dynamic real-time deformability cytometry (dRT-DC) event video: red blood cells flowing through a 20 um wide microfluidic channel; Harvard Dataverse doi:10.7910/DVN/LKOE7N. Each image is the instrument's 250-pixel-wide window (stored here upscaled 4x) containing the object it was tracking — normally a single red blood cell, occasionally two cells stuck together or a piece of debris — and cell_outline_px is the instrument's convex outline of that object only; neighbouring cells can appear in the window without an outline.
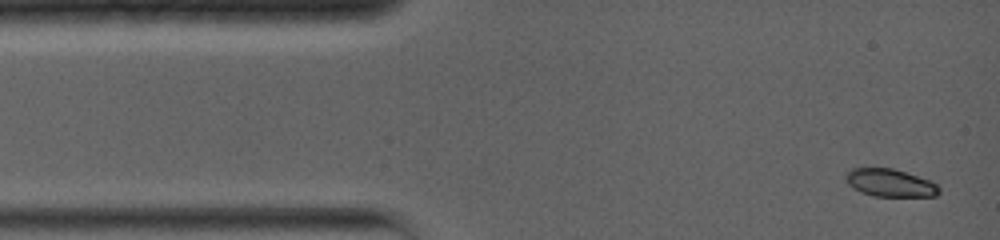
{"species": "common noctule bat (a hibernating species)", "species_latin": "Nyctalus noctula", "temperature_condition": "warm", "stored_images_in_passage": 28, "camera_frame_rate_fps": 5000, "um_per_image_px": 0.085, "animal": {"sex": "female", "body_mass_g": 19.0, "forearm_length_mm": 56.7}, "frame": {"image": 1, "passage_image": 1, "time_ms": 0.0, "image_size_px": [1000, 240], "cell_outline_px": [[940, 192], [936, 196], [872, 196], [860, 192], [848, 184], [844, 176], [852, 168], [892, 168], [928, 180], [936, 184], [940, 188]], "centroid_in_image_um": [75.63, 15.55], "position_along_channel_um": 9.4, "area_um2": 14.91}}
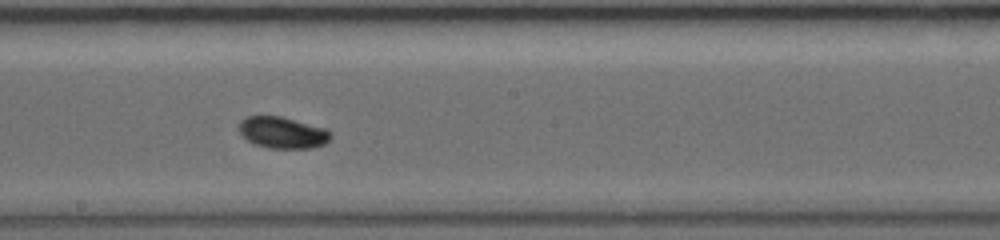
{"frame": {"image": 2, "passage_image": 16, "time_ms": 7.2, "image_size_px": [1000, 240], "cell_outline_px": [[332, 136], [324, 144], [312, 148], [268, 148], [256, 144], [248, 140], [240, 132], [240, 120], [248, 116], [280, 116], [328, 128], [332, 132]], "centroid_in_image_um": [24.07, 11.26], "position_along_channel_um": 224.1, "area_um2": 16.82}}
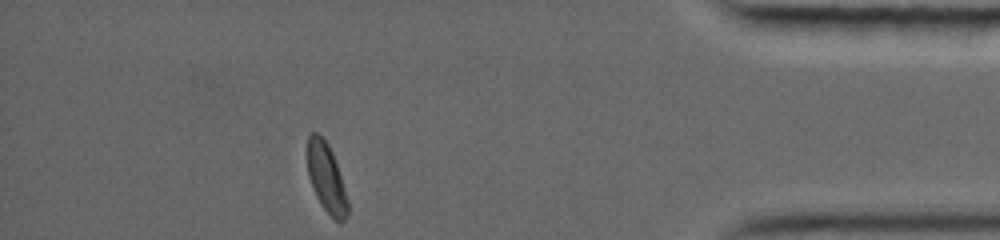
{"frame": {"image": 3, "passage_image": 28, "time_ms": 13.0, "image_size_px": [1000, 240], "cell_outline_px": [[348, 212], [344, 220], [336, 220], [320, 204], [316, 196], [308, 176], [308, 136], [312, 132], [316, 132], [328, 144], [332, 152], [348, 200]], "centroid_in_image_um": [27.73, 15.11], "position_along_channel_um": 407.5, "area_um2": 15.72}, "authors_computed_cell_mechanics": {"area_um2": 16.1262, "velocity_mm_per_s": 3.942, "shape_relaxation_time_tau1_ms": 7.2532, "shape_relaxation_time_tau2_ms": null, "deformation_change_tau1": 0.1986, "deformation_change_tau2": null}}